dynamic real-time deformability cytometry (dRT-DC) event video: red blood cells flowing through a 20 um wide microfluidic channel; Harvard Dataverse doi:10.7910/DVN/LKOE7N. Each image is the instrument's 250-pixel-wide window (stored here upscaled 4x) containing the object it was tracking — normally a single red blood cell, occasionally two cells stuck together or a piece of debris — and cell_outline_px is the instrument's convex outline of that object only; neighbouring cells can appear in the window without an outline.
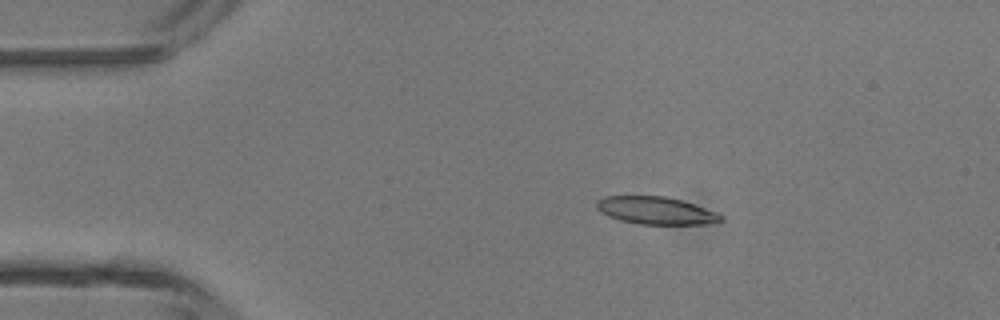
{"species": "common noctule bat (a hibernating species)", "species_latin": "Nyctalus noctula", "temperature_condition": "room temperature", "stored_images_in_passage": 40, "camera_frame_rate_fps": 3000, "um_per_image_px": 0.085, "animal": {"sex": "male", "body_mass_g": 13.3}, "frame": {"image": 1, "passage_image": 2, "time_ms": 0.333, "image_size_px": [1000, 320], "cell_outline_px": [[724, 220], [704, 224], [640, 224], [620, 220], [608, 216], [600, 212], [596, 208], [596, 200], [604, 196], [664, 196], [680, 200], [716, 212], [724, 216]], "centroid_in_image_um": [55.71, 17.89], "position_along_channel_um": 29.3, "area_um2": 19.83}}
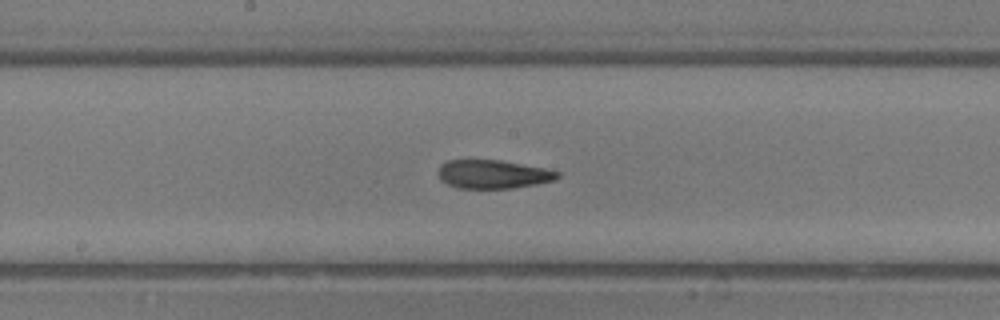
{"frame": {"image": 2, "passage_image": 18, "time_ms": 5.667, "image_size_px": [1000, 320], "cell_outline_px": [[560, 176], [556, 180], [536, 184], [512, 188], [456, 188], [440, 180], [436, 172], [440, 164], [448, 160], [500, 160], [544, 168], [560, 172]], "centroid_in_image_um": [41.87, 14.81], "position_along_channel_um": 206.3, "area_um2": 20.0}}
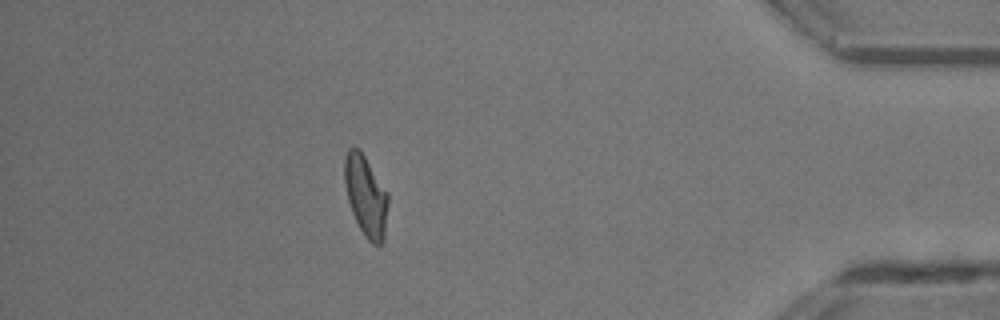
{"frame": {"image": 3, "passage_image": 35, "time_ms": 11.333, "image_size_px": [1000, 320], "cell_outline_px": [[388, 204], [384, 240], [380, 244], [372, 244], [364, 236], [352, 212], [348, 200], [344, 180], [344, 160], [348, 148], [360, 148], [388, 192]], "centroid_in_image_um": [31.1, 16.63], "position_along_channel_um": 404.1, "area_um2": 20.58}, "authors_computed_cell_mechanics": {"area_um2": 20.519, "velocity_mm_per_s": 4.3571, "shape_relaxation_time_tau1_ms": 5.8684, "shape_relaxation_time_tau2_ms": 2.3783, "deformation_change_tau1": 0.2138, "deformation_change_tau2": 0.1082}}